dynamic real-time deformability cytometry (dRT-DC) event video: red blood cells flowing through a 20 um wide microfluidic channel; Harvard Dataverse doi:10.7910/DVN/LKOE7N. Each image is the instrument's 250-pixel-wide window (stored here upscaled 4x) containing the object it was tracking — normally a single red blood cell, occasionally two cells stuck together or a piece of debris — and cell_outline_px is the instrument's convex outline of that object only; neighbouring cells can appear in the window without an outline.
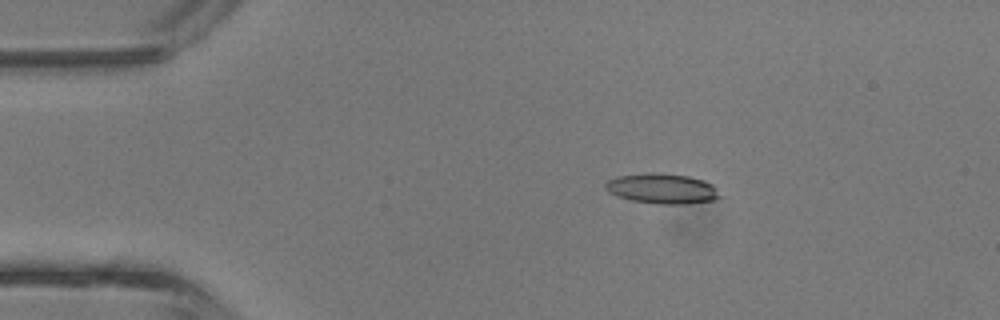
{"species": "common noctule bat (a hibernating species)", "species_latin": "Nyctalus noctula", "temperature_condition": "room temperature", "stored_images_in_passage": 24, "camera_frame_rate_fps": 3000, "um_per_image_px": 0.085, "animal": {"sex": "male", "body_mass_g": 13.3}, "frame": {"image": 1, "passage_image": 8, "time_ms": 2.333, "image_size_px": [1000, 320], "cell_outline_px": [[720, 196], [712, 200], [688, 204], [660, 204], [632, 200], [608, 192], [604, 188], [604, 184], [608, 180], [616, 176], [648, 172], [688, 176], [704, 180], [712, 184], [716, 188]], "centroid_in_image_um": [56.26, 16.02], "position_along_channel_um": 28.7, "area_um2": 20.0}}
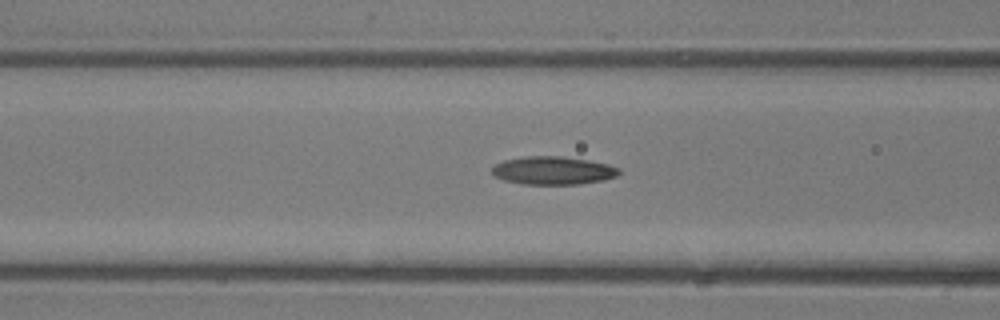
{"frame": {"image": 2, "passage_image": 17, "time_ms": 5.333, "image_size_px": [1000, 320], "cell_outline_px": [[620, 172], [616, 176], [600, 180], [580, 184], [524, 184], [504, 180], [496, 176], [492, 172], [492, 168], [496, 164], [504, 160], [528, 156], [560, 156], [588, 160], [608, 164], [620, 168]], "centroid_in_image_um": [47.02, 14.49], "position_along_channel_um": 119.6, "area_um2": 20.58}}
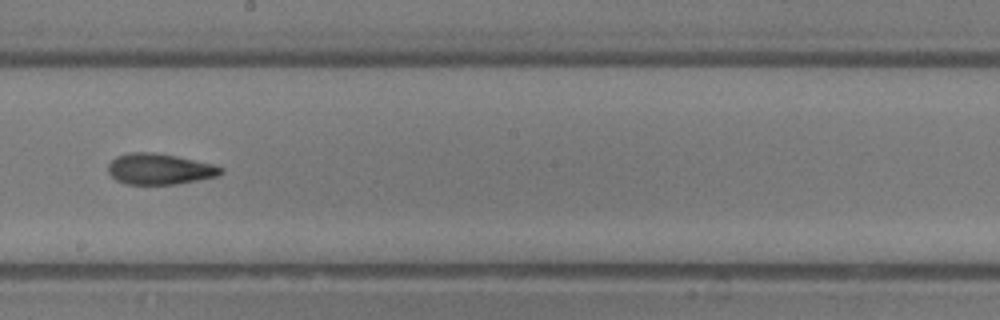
{"frame": {"image": 3, "passage_image": 24, "time_ms": 7.667, "image_size_px": [1000, 320], "cell_outline_px": [[224, 172], [216, 176], [176, 184], [128, 184], [116, 180], [108, 172], [108, 164], [116, 156], [128, 152], [152, 152], [176, 156], [212, 164], [224, 168]], "centroid_in_image_um": [13.54, 14.36], "position_along_channel_um": 234.7, "area_um2": 20.17}}